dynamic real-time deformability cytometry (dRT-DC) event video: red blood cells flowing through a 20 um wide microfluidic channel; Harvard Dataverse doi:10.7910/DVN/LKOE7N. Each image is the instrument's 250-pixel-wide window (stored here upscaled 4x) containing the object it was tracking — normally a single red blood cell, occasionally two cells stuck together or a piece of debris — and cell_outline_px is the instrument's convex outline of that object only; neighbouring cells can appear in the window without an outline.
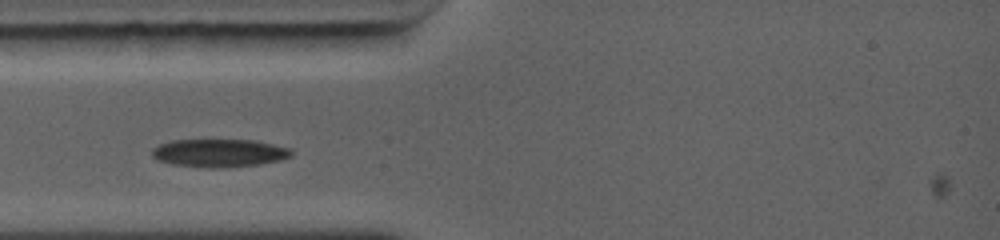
{"species": "common noctule bat (a hibernating species)", "species_latin": "Nyctalus noctula", "temperature_condition": "warm", "stored_images_in_passage": 55, "camera_frame_rate_fps": 5000, "um_per_image_px": 0.085, "animal": {"sex": "female", "body_mass_g": 19.0, "forearm_length_mm": 56.7}, "frame": {"image": 1, "passage_image": 1, "time_ms": 0.0, "image_size_px": [1000, 240], "cell_outline_px": [[288, 156], [276, 160], [260, 164], [224, 168], [200, 168], [172, 164], [160, 160], [156, 156], [156, 152], [160, 148], [168, 144], [188, 140], [236, 140], [260, 144], [280, 148], [288, 152]], "centroid_in_image_um": [18.58, 13.06], "position_along_channel_um": 66.4, "area_um2": 20.69}}
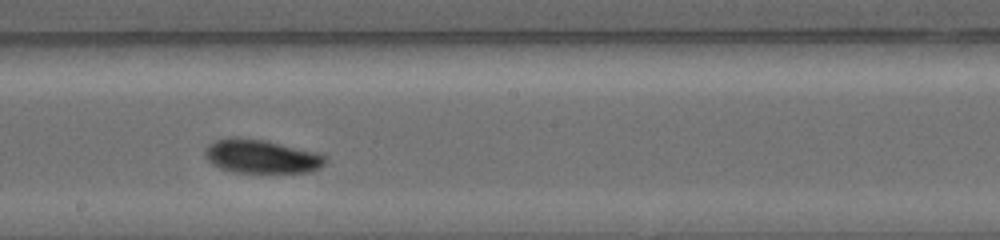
{"frame": {"image": 2, "passage_image": 32, "time_ms": 3.6, "image_size_px": [1000, 240], "cell_outline_px": [[320, 164], [316, 168], [308, 172], [236, 172], [220, 168], [208, 156], [212, 148], [216, 144], [224, 140], [240, 140], [268, 144], [320, 156]], "centroid_in_image_um": [22.19, 13.42], "position_along_channel_um": 226.0, "area_um2": 19.71}}
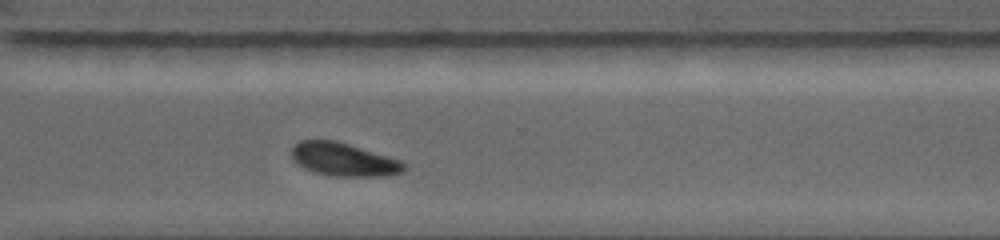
{"frame": {"image": 3, "passage_image": 54, "time_ms": 6.2, "image_size_px": [1000, 240], "cell_outline_px": [[408, 168], [404, 172], [388, 176], [332, 176], [312, 172], [304, 168], [292, 156], [292, 148], [296, 144], [304, 140], [332, 140], [400, 160]], "centroid_in_image_um": [29.24, 13.59], "position_along_channel_um": 341.4, "area_um2": 21.33}}